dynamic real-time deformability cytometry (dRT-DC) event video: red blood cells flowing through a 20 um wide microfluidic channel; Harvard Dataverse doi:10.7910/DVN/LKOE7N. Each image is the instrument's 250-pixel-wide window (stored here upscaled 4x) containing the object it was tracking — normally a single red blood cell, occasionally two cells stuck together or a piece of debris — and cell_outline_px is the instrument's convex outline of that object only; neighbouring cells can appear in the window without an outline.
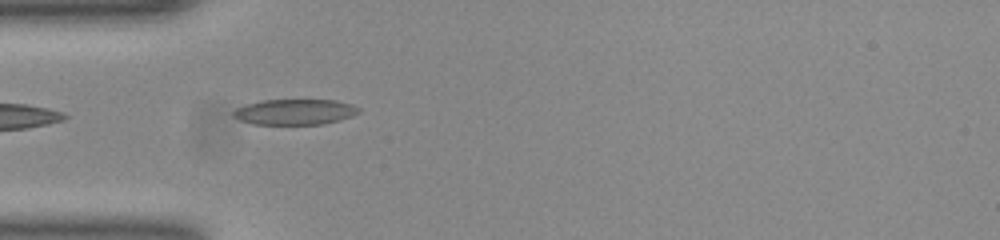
{"species": "common noctule bat (a hibernating species)", "species_latin": "Nyctalus noctula", "temperature_condition": "room temperature", "stored_images_in_passage": 4, "camera_frame_rate_fps": 3000, "um_per_image_px": 0.085, "animal": {"sex": "female", "body_mass_g": 23.0, "forearm_length_mm": 53.4}, "frame": {"image": 1, "passage_image": 1, "time_ms": 0.0, "image_size_px": [1000, 240], "cell_outline_px": [[360, 112], [352, 116], [340, 120], [324, 124], [252, 124], [240, 120], [232, 116], [232, 112], [236, 108], [244, 104], [264, 100], [336, 100], [352, 104], [360, 108]], "centroid_in_image_um": [25.06, 9.51], "position_along_channel_um": 59.9, "area_um2": 18.84}}